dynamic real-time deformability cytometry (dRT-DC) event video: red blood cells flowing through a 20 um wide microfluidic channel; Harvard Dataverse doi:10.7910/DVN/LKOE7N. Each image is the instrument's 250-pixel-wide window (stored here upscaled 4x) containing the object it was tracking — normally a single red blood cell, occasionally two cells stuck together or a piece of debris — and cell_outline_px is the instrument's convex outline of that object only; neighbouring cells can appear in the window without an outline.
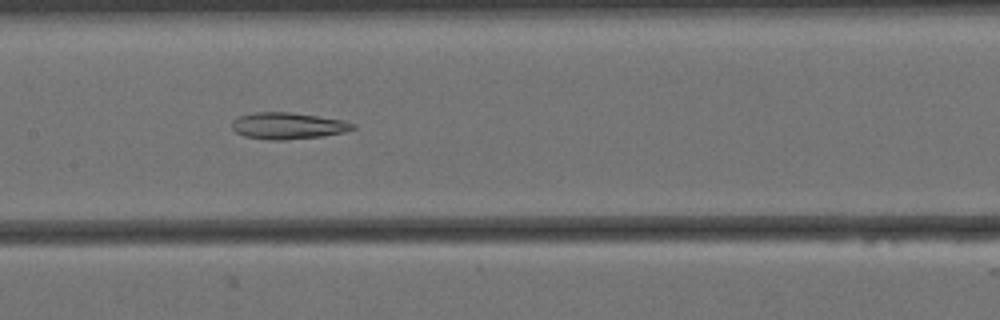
{"species": "Egyptian fruit bat (a non-hibernating species)", "species_latin": "Rousettus aegyptiacus", "temperature_condition": "cold", "stored_images_in_passage": 56, "camera_frame_rate_fps": 3000, "um_per_image_px": 0.085, "animal": {"sex": "female"}, "frame": {"image": 1, "passage_image": 26, "time_ms": 8.333, "image_size_px": [1000, 320], "cell_outline_px": [[356, 128], [344, 132], [324, 136], [284, 140], [268, 140], [244, 136], [236, 132], [232, 128], [232, 120], [236, 116], [252, 112], [292, 112], [344, 120], [356, 124]], "centroid_in_image_um": [24.46, 10.68], "position_along_channel_um": 182.9, "area_um2": 19.02}}
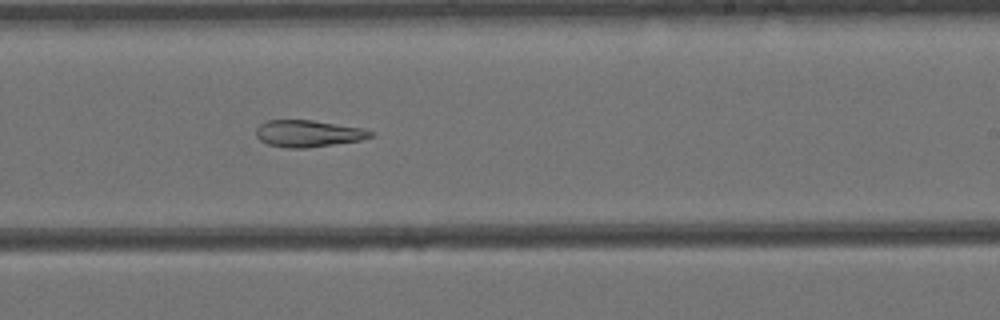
{"frame": {"image": 2, "passage_image": 33, "time_ms": 10.667, "image_size_px": [1000, 320], "cell_outline_px": [[376, 132], [372, 136], [360, 140], [304, 148], [284, 148], [268, 144], [260, 140], [256, 136], [256, 128], [260, 124], [268, 120], [312, 120], [364, 128]], "centroid_in_image_um": [26.19, 11.34], "position_along_channel_um": 262.8, "area_um2": 17.86}}
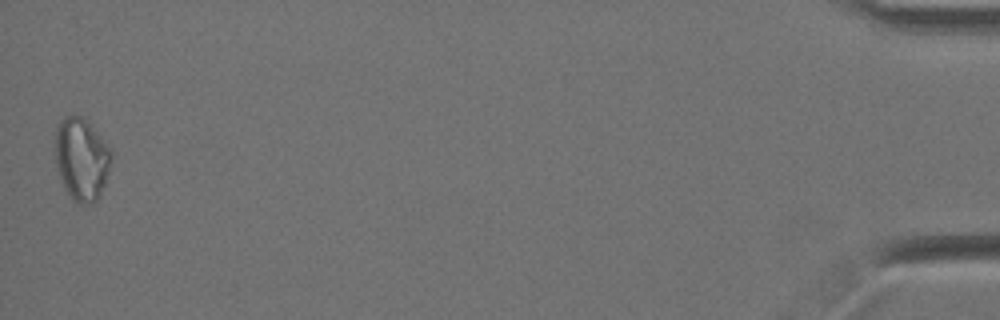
{"frame": {"image": 3, "passage_image": 56, "time_ms": 18.333, "image_size_px": [1000, 320], "cell_outline_px": [[112, 160], [100, 196], [96, 200], [88, 204], [80, 204], [72, 200], [64, 188], [60, 180], [56, 168], [56, 128], [60, 120], [64, 116], [80, 116], [112, 148]], "centroid_in_image_um": [6.93, 13.56], "position_along_channel_um": 428.3, "area_um2": 26.93}}